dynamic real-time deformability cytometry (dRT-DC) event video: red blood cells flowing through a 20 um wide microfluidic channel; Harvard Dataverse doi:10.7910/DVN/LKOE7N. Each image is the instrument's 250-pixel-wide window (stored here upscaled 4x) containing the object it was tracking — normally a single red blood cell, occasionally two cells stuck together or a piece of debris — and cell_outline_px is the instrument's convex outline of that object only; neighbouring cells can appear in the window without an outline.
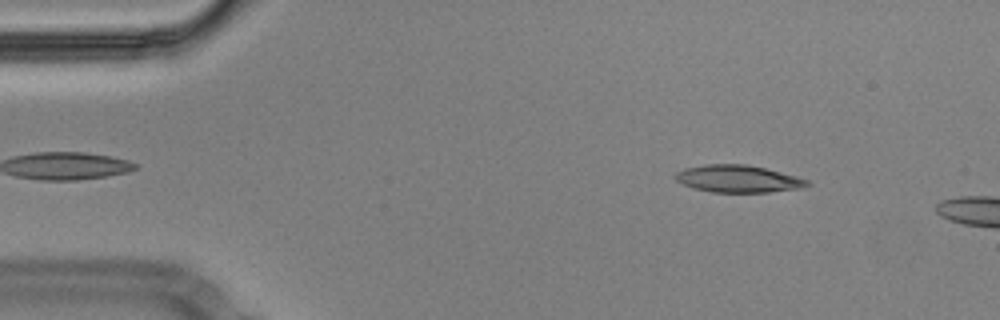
{"species": "Egyptian fruit bat (a non-hibernating species)", "species_latin": "Rousettus aegyptiacus", "temperature_condition": "cold", "stored_images_in_passage": 16, "camera_frame_rate_fps": 3000, "um_per_image_px": 0.085, "animal": {"sex": "male"}, "frame": {"image": 1, "passage_image": 7, "time_ms": 2.0, "image_size_px": [1000, 320], "cell_outline_px": [[812, 184], [800, 188], [768, 192], [712, 192], [692, 188], [676, 180], [676, 172], [684, 168], [704, 164], [748, 164], [796, 176], [808, 180]], "centroid_in_image_um": [62.73, 15.19], "position_along_channel_um": 22.3, "area_um2": 20.87}}